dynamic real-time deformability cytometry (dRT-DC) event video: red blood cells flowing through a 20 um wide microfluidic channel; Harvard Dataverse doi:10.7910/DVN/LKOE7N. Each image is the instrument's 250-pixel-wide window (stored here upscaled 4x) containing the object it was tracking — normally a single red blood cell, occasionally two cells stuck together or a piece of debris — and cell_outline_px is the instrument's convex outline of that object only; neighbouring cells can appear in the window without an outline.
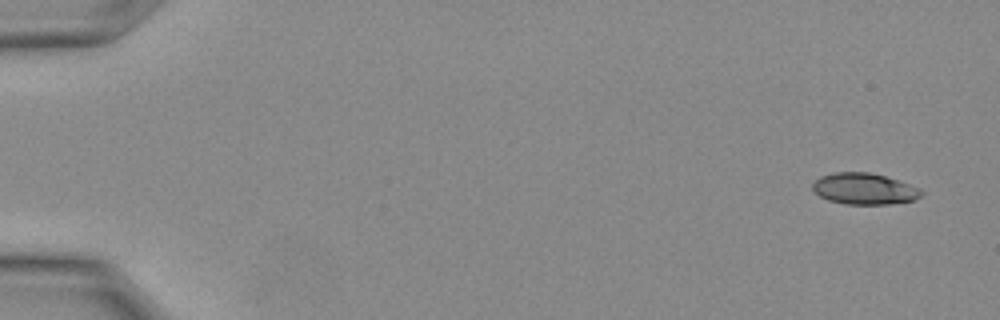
{"species": "Egyptian fruit bat (a non-hibernating species)", "species_latin": "Rousettus aegyptiacus", "temperature_condition": "warm", "stored_images_in_passage": 12, "camera_frame_rate_fps": 3000, "um_per_image_px": 0.085, "animal": {"sex": "female"}, "frame": {"image": 1, "passage_image": 1, "time_ms": 0.0, "image_size_px": [1000, 320], "cell_outline_px": [[924, 192], [920, 196], [912, 200], [888, 204], [848, 204], [828, 200], [820, 196], [812, 188], [812, 184], [820, 176], [836, 172], [868, 172], [884, 176], [920, 188]], "centroid_in_image_um": [73.44, 16.04], "position_along_channel_um": 11.6, "area_um2": 19.54}}
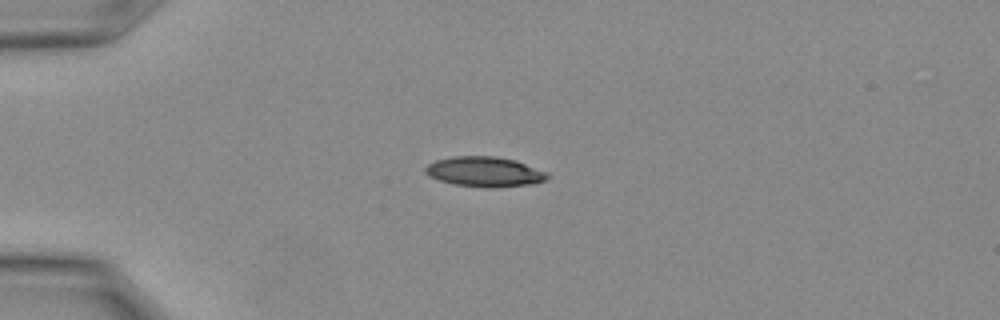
{"frame": {"image": 2, "passage_image": 7, "time_ms": 2.0, "image_size_px": [1000, 320], "cell_outline_px": [[552, 176], [548, 180], [532, 184], [452, 184], [428, 176], [424, 172], [424, 168], [428, 164], [436, 160], [452, 156], [496, 156], [516, 160], [548, 172]], "centroid_in_image_um": [41.2, 14.53], "position_along_channel_um": 43.8, "area_um2": 20.52}}
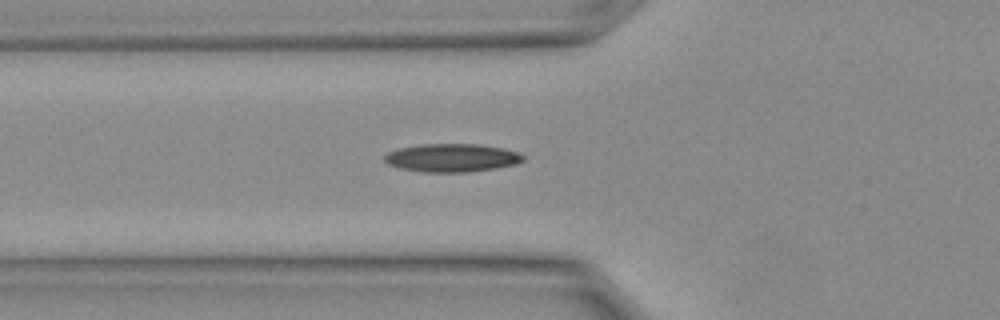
{"frame": {"image": 3, "passage_image": 10, "time_ms": 3.0, "image_size_px": [1000, 320], "cell_outline_px": [[524, 160], [516, 164], [496, 168], [464, 172], [424, 172], [400, 168], [388, 164], [384, 160], [384, 156], [388, 152], [396, 148], [420, 144], [480, 144], [504, 148], [520, 152], [524, 156]], "centroid_in_image_um": [38.41, 13.4], "position_along_channel_um": 87.4, "area_um2": 22.95}}